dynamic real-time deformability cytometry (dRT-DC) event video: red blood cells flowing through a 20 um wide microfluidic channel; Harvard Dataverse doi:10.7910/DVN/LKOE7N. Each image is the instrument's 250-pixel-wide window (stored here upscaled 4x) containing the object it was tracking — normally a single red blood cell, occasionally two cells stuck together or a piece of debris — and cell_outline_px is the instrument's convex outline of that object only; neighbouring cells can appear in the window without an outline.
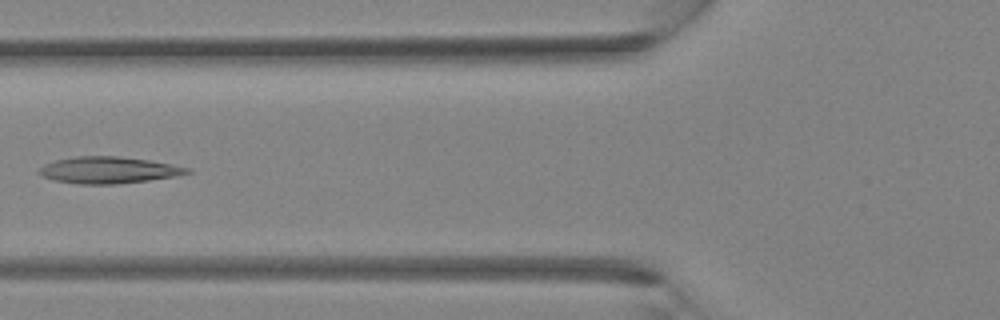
{"species": "Egyptian fruit bat (a non-hibernating species)", "species_latin": "Rousettus aegyptiacus", "temperature_condition": "room temperature", "stored_images_in_passage": 33, "camera_frame_rate_fps": 3000, "um_per_image_px": 0.085, "animal": {"sex": "female"}, "frame": {"image": 1, "passage_image": 10, "time_ms": 3.0, "image_size_px": [1000, 320], "cell_outline_px": [[192, 172], [176, 176], [148, 180], [116, 184], [76, 184], [56, 180], [44, 176], [36, 172], [44, 164], [56, 160], [76, 156], [116, 156], [148, 160], [192, 168]], "centroid_in_image_um": [9.23, 14.45], "position_along_channel_um": 116.6, "area_um2": 22.83}}
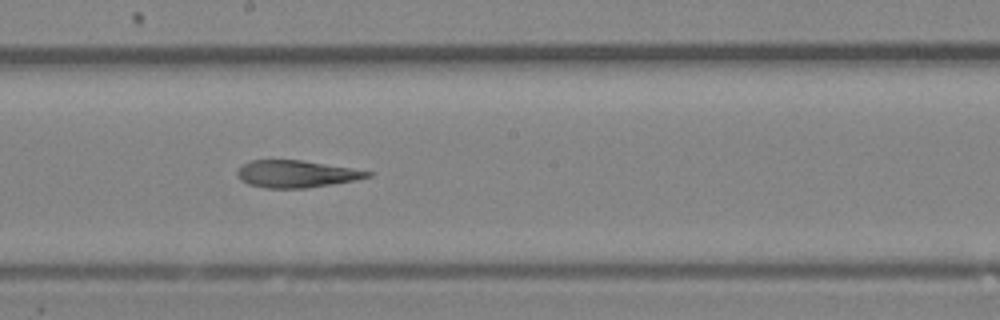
{"frame": {"image": 2, "passage_image": 16, "time_ms": 5.0, "image_size_px": [1000, 320], "cell_outline_px": [[372, 176], [356, 180], [304, 188], [264, 188], [248, 184], [240, 180], [236, 176], [236, 172], [244, 164], [252, 160], [300, 160], [352, 168], [372, 172]], "centroid_in_image_um": [25.16, 14.79], "position_along_channel_um": 223.0, "area_um2": 20.46}}
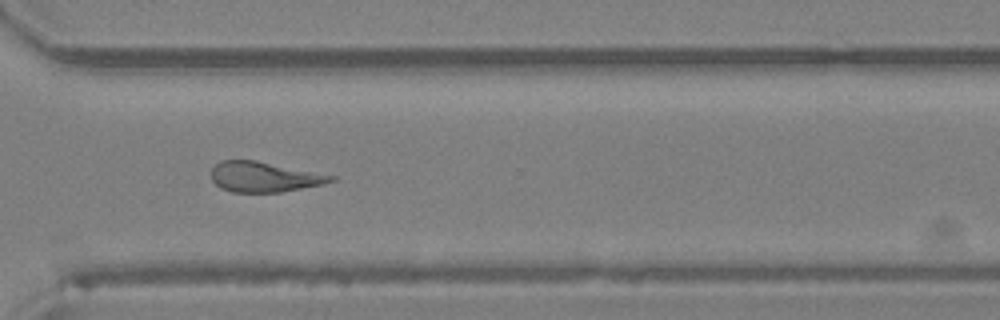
{"frame": {"image": 3, "passage_image": 23, "time_ms": 7.333, "image_size_px": [1000, 320], "cell_outline_px": [[336, 180], [324, 184], [280, 192], [232, 192], [220, 188], [208, 176], [208, 172], [220, 160], [256, 160], [336, 176]], "centroid_in_image_um": [22.4, 15.03], "position_along_channel_um": 348.2, "area_um2": 21.27}}